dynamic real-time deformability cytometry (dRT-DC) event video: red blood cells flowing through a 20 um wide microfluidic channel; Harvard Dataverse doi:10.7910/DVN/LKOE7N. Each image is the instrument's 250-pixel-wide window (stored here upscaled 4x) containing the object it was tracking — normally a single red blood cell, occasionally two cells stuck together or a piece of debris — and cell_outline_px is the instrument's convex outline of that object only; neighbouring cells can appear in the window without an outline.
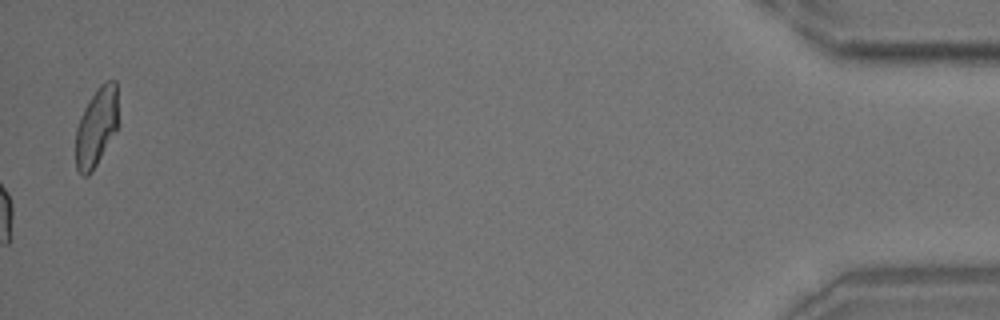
{"species": "common noctule bat (a hibernating species)", "species_latin": "Nyctalus noctula", "temperature_condition": "room temperature", "stored_images_in_passage": 52, "camera_frame_rate_fps": 3000, "um_per_image_px": 0.085, "animal": {"sex": "male", "body_mass_g": 18.8}, "frame": {"image": 1, "passage_image": 52, "time_ms": 17.0, "image_size_px": [1000, 320], "cell_outline_px": [[120, 124], [116, 132], [92, 172], [88, 176], [84, 176], [76, 168], [76, 128], [80, 116], [88, 100], [96, 88], [104, 80], [116, 80]], "centroid_in_image_um": [8.24, 10.74], "position_along_channel_um": 427.0, "area_um2": 20.17}, "authors_computed_cell_mechanics": {"area_um2": 19.941, "velocity_mm_per_s": 3.716, "shape_relaxation_time_tau1_ms": 7.7386, "shape_relaxation_time_tau2_ms": 1.1848, "deformation_change_tau1": 0.1343, "deformation_change_tau2": 0.0506}}